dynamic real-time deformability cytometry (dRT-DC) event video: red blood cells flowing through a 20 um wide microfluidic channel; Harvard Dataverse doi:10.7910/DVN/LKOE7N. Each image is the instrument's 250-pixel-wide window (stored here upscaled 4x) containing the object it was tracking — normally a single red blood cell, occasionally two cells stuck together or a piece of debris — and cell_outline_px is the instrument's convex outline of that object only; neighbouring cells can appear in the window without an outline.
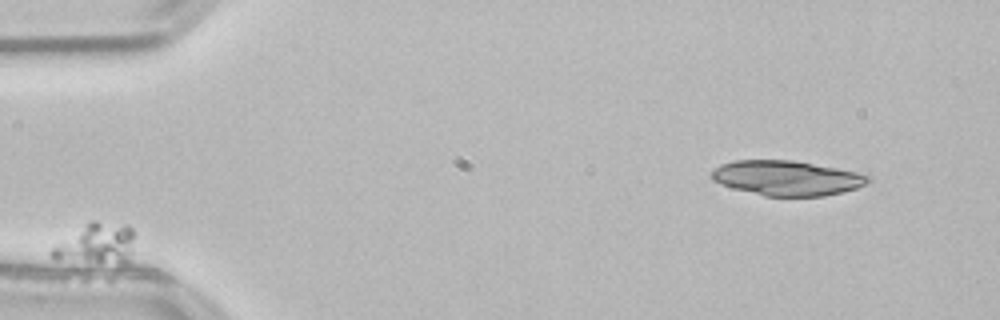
{"species": "common noctule bat (a hibernating species)", "species_latin": "Nyctalus noctula", "temperature_condition": "room temperature", "stored_images_in_passage": 48, "camera_frame_rate_fps": 3000, "um_per_image_px": 0.085, "animal": {"sex": "male", "body_mass_g": 21.5, "forearm_length_mm": 52.0}, "frame": {"image": 1, "passage_image": 1, "time_ms": 0.0, "image_size_px": [1000, 320], "cell_outline_px": [[136, 232], [128, 260], [124, 264], [52, 260], [48, 256], [48, 252], [56, 244], [92, 220], [96, 220], [128, 224]], "centroid_in_image_um": [8.2, 20.73], "position_along_channel_um": 76.8, "area_um2": 20.0}}